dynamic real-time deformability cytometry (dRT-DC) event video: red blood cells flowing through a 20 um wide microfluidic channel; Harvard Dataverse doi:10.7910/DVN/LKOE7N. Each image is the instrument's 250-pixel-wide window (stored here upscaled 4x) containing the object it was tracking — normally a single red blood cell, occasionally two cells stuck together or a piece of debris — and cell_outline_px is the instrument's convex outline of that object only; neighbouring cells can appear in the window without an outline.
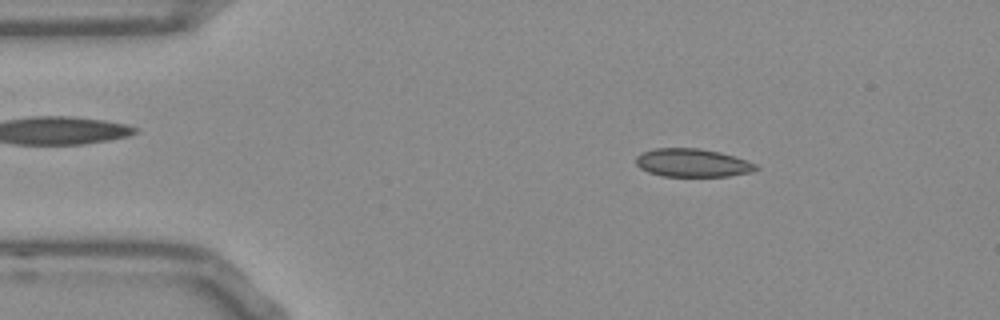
{"species": "Egyptian fruit bat (a non-hibernating species)", "species_latin": "Rousettus aegyptiacus", "temperature_condition": "room temperature", "stored_images_in_passage": 48, "camera_frame_rate_fps": 3000, "um_per_image_px": 0.085, "frame": {"image": 1, "passage_image": 3, "time_ms": 0.667, "image_size_px": [1000, 320], "cell_outline_px": [[760, 168], [752, 172], [728, 176], [664, 176], [648, 172], [640, 168], [636, 164], [636, 156], [640, 152], [656, 148], [700, 148], [720, 152], [756, 164]], "centroid_in_image_um": [58.83, 13.84], "position_along_channel_um": 26.2, "area_um2": 19.71}}
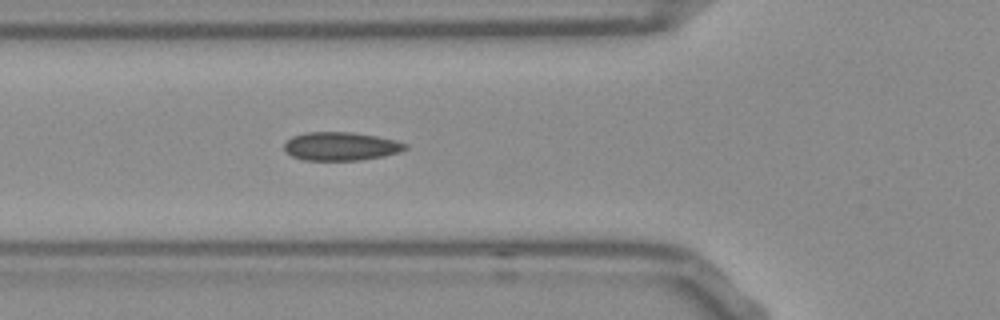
{"frame": {"image": 2, "passage_image": 13, "time_ms": 4.0, "image_size_px": [1000, 320], "cell_outline_px": [[408, 148], [400, 152], [384, 156], [360, 160], [304, 160], [292, 156], [284, 152], [284, 144], [292, 136], [304, 132], [352, 132], [376, 136], [396, 140], [408, 144]], "centroid_in_image_um": [28.97, 12.43], "position_along_channel_um": 96.8, "area_um2": 20.23}}
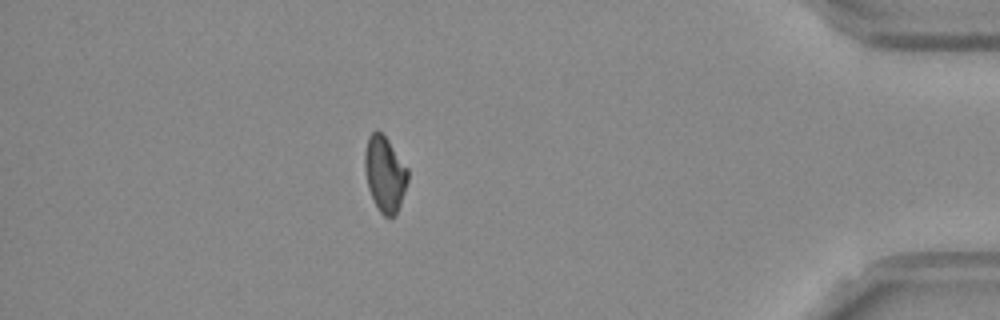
{"frame": {"image": 3, "passage_image": 41, "time_ms": 13.333, "image_size_px": [1000, 320], "cell_outline_px": [[408, 180], [400, 204], [396, 212], [392, 216], [384, 216], [380, 212], [368, 188], [364, 168], [364, 152], [368, 136], [376, 128], [388, 140], [408, 168]], "centroid_in_image_um": [32.69, 14.74], "position_along_channel_um": 402.5, "area_um2": 18.79}}